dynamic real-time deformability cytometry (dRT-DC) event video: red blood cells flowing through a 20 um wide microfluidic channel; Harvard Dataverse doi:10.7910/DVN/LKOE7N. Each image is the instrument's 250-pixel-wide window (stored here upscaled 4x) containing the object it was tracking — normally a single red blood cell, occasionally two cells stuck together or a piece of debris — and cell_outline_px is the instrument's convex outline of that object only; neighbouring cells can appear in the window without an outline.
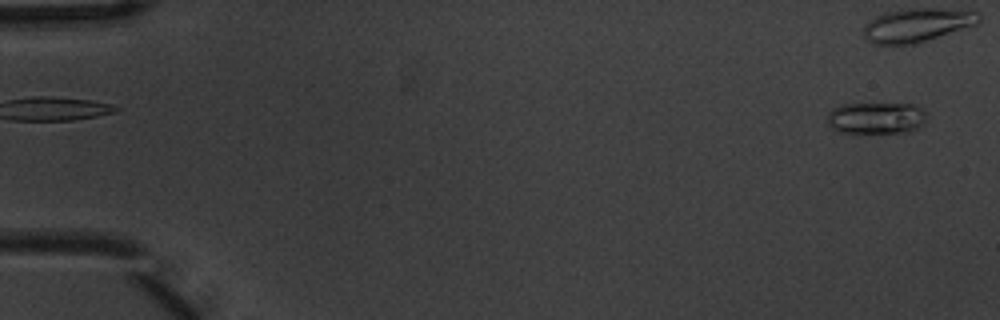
{"species": "common noctule bat (a hibernating species)", "species_latin": "Nyctalus noctula", "temperature_condition": "warm", "stored_images_in_passage": 4, "segment_of_instrument_passage": [2, 2], "camera_frame_rate_fps": 3000, "um_per_image_px": 0.085, "animal": {"sex": "male", "body_mass_g": 20.1, "forearm_length_mm": 53.5}, "frame": {"image": 1, "passage_image": 4, "time_ms": 1.0, "image_size_px": [1000, 320], "cell_outline_px": [[928, 116], [924, 124], [912, 132], [836, 132], [828, 124], [828, 112], [832, 108], [840, 104], [912, 104], [924, 108], [928, 112]], "centroid_in_image_um": [74.53, 10.02], "position_along_channel_um": 10.5, "area_um2": 18.67}}